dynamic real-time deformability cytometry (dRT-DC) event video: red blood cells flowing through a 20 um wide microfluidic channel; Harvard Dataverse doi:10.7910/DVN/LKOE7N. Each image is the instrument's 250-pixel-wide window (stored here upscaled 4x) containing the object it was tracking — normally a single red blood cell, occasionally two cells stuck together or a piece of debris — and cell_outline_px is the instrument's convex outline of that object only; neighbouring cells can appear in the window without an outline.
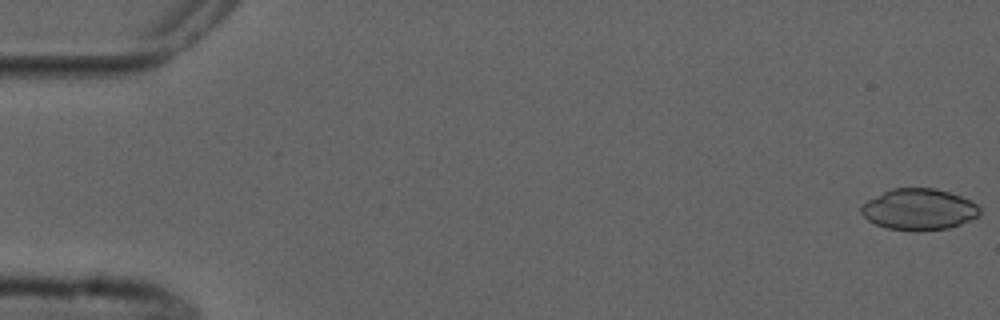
{"species": "common noctule bat (a hibernating species)", "species_latin": "Nyctalus noctula", "temperature_condition": "cold", "stored_images_in_passage": 6, "camera_frame_rate_fps": 3000, "um_per_image_px": 0.085, "animal": {"sex": "male", "forearm_length_mm": 52.5}, "frame": {"image": 1, "passage_image": 1, "time_ms": 0.0, "image_size_px": [1000, 320], "cell_outline_px": [[980, 216], [960, 224], [948, 228], [916, 232], [888, 228], [876, 224], [868, 220], [860, 212], [860, 208], [868, 200], [892, 188], [936, 188], [972, 200], [980, 208]], "centroid_in_image_um": [78.13, 17.81], "position_along_channel_um": 6.9, "area_um2": 28.55}}